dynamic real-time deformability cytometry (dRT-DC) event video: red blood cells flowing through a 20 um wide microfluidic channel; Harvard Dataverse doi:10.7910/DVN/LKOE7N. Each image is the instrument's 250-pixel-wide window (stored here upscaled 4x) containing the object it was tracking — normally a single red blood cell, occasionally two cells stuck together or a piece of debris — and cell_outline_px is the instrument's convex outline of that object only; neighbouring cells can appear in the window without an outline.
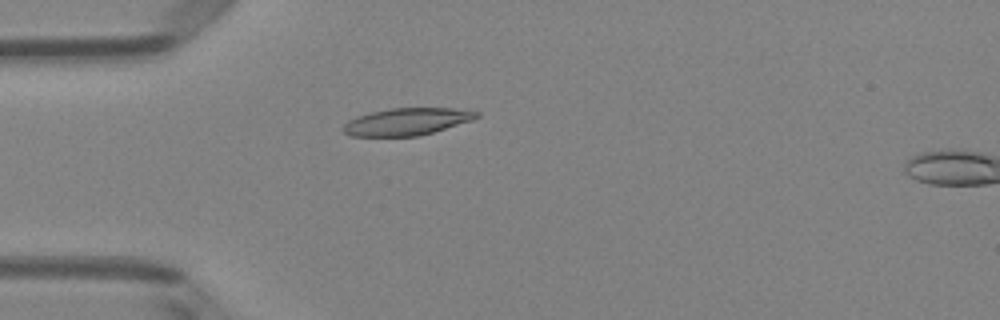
{"species": "Egyptian fruit bat (a non-hibernating species)", "species_latin": "Rousettus aegyptiacus", "temperature_condition": "room temperature", "stored_images_in_passage": 17, "camera_frame_rate_fps": 3000, "um_per_image_px": 0.085, "animal": {"sex": "female"}, "frame": {"image": 1, "passage_image": 15, "time_ms": 4.667, "image_size_px": [1000, 320], "cell_outline_px": [[480, 116], [472, 120], [432, 132], [416, 136], [352, 136], [344, 132], [344, 124], [348, 120], [356, 116], [368, 112], [392, 108], [452, 108], [480, 112]], "centroid_in_image_um": [34.56, 10.33], "position_along_channel_um": 50.4, "area_um2": 20.98}}